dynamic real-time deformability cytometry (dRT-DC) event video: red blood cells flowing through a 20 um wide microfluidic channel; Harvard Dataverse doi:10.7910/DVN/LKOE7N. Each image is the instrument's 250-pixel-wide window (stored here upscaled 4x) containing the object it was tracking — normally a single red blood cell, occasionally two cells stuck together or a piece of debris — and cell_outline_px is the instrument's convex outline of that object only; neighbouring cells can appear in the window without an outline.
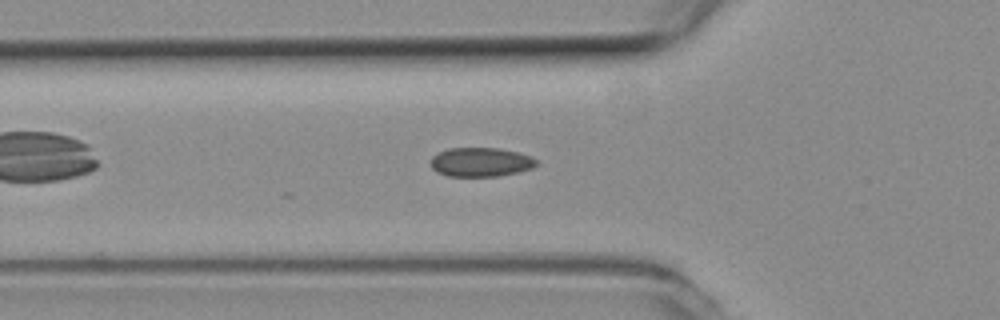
{"species": "common noctule bat (a hibernating species)", "species_latin": "Nyctalus noctula", "temperature_condition": "room temperature", "stored_images_in_passage": 12, "camera_frame_rate_fps": 3000, "um_per_image_px": 0.085, "animal": {"sex": "female", "body_mass_g": 19.3, "forearm_length_mm": 54.1}, "frame": {"image": 1, "passage_image": 8, "time_ms": 2.333, "image_size_px": [1000, 320], "cell_outline_px": [[536, 164], [532, 168], [516, 172], [496, 176], [448, 176], [436, 172], [432, 168], [432, 156], [448, 148], [500, 148], [516, 152], [528, 156], [536, 160]], "centroid_in_image_um": [40.82, 13.78], "position_along_channel_um": 85.0, "area_um2": 17.63}}
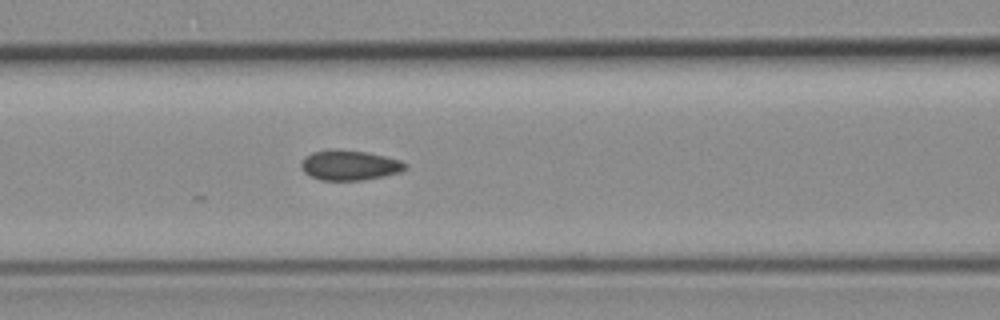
{"frame": {"image": 2, "passage_image": 12, "time_ms": 3.667, "image_size_px": [1000, 320], "cell_outline_px": [[408, 164], [400, 172], [384, 176], [360, 180], [320, 180], [304, 172], [300, 168], [300, 164], [304, 156], [312, 152], [364, 152], [384, 156], [400, 160]], "centroid_in_image_um": [29.7, 14.09], "position_along_channel_um": 136.9, "area_um2": 17.46}}